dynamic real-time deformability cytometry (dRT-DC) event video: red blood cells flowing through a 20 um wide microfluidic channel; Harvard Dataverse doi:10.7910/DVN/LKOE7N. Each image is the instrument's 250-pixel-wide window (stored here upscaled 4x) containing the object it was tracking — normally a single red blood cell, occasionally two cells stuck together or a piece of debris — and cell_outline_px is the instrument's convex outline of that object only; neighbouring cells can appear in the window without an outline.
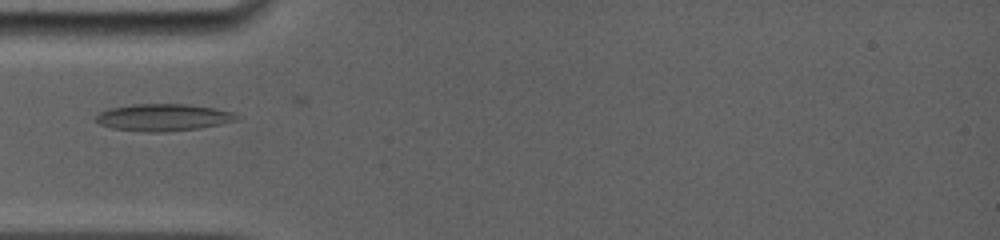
{"species": "common noctule bat (a hibernating species)", "species_latin": "Nyctalus noctula", "temperature_condition": "room temperature", "stored_images_in_passage": 3, "camera_frame_rate_fps": 5000, "um_per_image_px": 0.085, "animal": {"sex": "female", "body_mass_g": 19.0, "forearm_length_mm": 56.7}, "frame": {"image": 1, "passage_image": 1, "time_ms": 0.0, "image_size_px": [1000, 240], "cell_outline_px": [[240, 120], [200, 128], [164, 132], [148, 132], [112, 128], [100, 124], [96, 120], [96, 116], [100, 112], [108, 108], [132, 104], [188, 104], [212, 108], [232, 112]], "centroid_in_image_um": [13.86, 9.98], "position_along_channel_um": 71.1, "area_um2": 22.08}}